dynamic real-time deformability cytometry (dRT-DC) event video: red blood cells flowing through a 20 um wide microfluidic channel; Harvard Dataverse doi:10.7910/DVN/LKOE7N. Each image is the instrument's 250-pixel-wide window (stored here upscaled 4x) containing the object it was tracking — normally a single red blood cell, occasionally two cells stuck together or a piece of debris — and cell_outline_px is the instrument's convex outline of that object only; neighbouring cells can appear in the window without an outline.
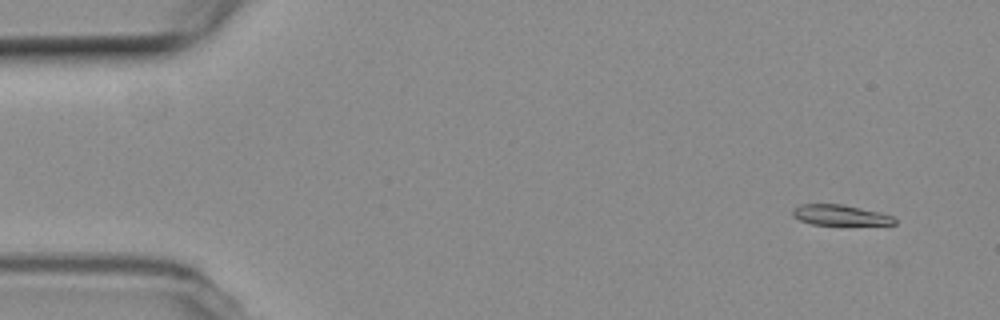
{"species": "common noctule bat (a hibernating species)", "species_latin": "Nyctalus noctula", "temperature_condition": "room temperature", "stored_images_in_passage": 55, "camera_frame_rate_fps": 3000, "um_per_image_px": 0.085, "animal": {"sex": "female", "body_mass_g": 19.3, "forearm_length_mm": 54.1}, "frame": {"image": 1, "passage_image": 4, "time_ms": 1.0, "image_size_px": [1000, 320], "cell_outline_px": [[896, 224], [812, 224], [800, 220], [792, 216], [792, 208], [800, 204], [844, 204], [880, 212], [892, 216], [896, 220]], "centroid_in_image_um": [71.37, 18.26], "position_along_channel_um": 13.6, "area_um2": 12.08}}
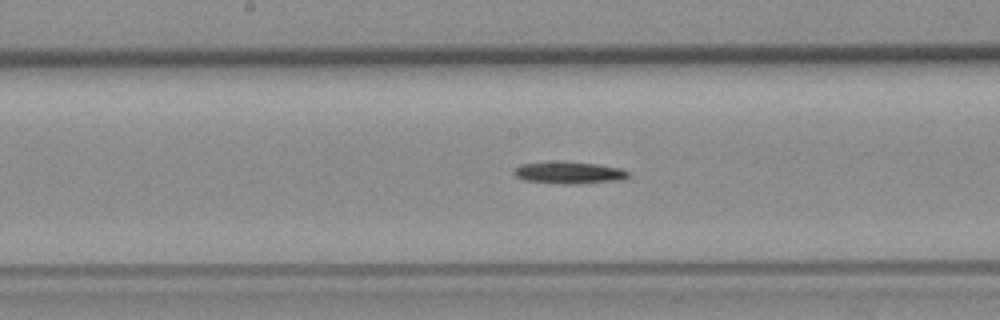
{"frame": {"image": 2, "passage_image": 28, "time_ms": 9.0, "image_size_px": [1000, 320], "cell_outline_px": [[628, 176], [624, 180], [568, 184], [524, 180], [516, 176], [512, 172], [512, 168], [520, 164], [560, 160], [596, 164], [620, 168], [628, 172]], "centroid_in_image_um": [48.31, 14.65], "position_along_channel_um": 199.9, "area_um2": 14.8}}
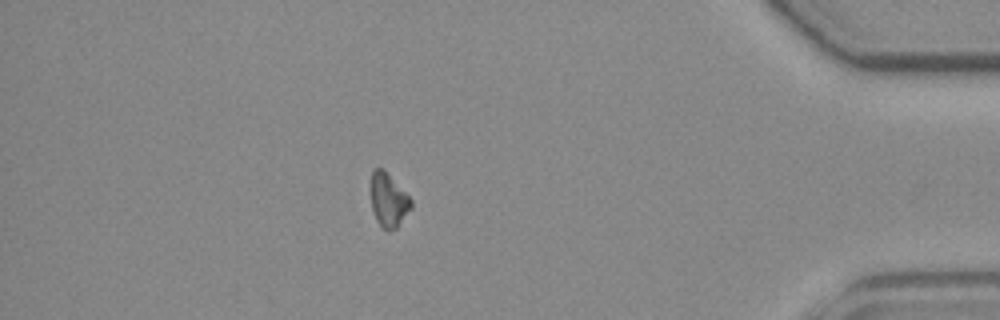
{"frame": {"image": 3, "passage_image": 48, "time_ms": 15.667, "image_size_px": [1000, 320], "cell_outline_px": [[412, 208], [396, 228], [388, 232], [376, 220], [372, 208], [372, 168], [384, 168], [412, 200]], "centroid_in_image_um": [33.04, 17.0], "position_along_channel_um": 402.2, "area_um2": 12.48}}